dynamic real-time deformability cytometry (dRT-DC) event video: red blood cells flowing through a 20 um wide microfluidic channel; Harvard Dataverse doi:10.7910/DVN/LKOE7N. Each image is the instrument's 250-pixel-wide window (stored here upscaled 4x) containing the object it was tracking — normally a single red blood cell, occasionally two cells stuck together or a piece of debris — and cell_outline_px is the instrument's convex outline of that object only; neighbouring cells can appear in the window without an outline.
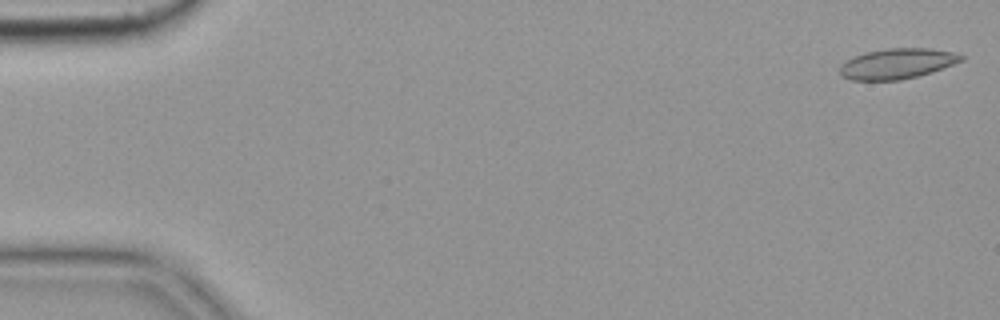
{"species": "common noctule bat (a hibernating species)", "species_latin": "Nyctalus noctula", "temperature_condition": "cold", "stored_images_in_passage": 11, "camera_frame_rate_fps": 3000, "um_per_image_px": 0.085, "animal": {"sex": "female", "body_mass_g": 19.9}, "frame": {"image": 1, "passage_image": 1, "time_ms": 0.0, "image_size_px": [1000, 320], "cell_outline_px": [[964, 60], [932, 72], [900, 80], [852, 80], [844, 76], [840, 72], [840, 64], [864, 52], [888, 48], [928, 48], [952, 52], [964, 56]], "centroid_in_image_um": [76.27, 5.4], "position_along_channel_um": 8.7, "area_um2": 21.27}}